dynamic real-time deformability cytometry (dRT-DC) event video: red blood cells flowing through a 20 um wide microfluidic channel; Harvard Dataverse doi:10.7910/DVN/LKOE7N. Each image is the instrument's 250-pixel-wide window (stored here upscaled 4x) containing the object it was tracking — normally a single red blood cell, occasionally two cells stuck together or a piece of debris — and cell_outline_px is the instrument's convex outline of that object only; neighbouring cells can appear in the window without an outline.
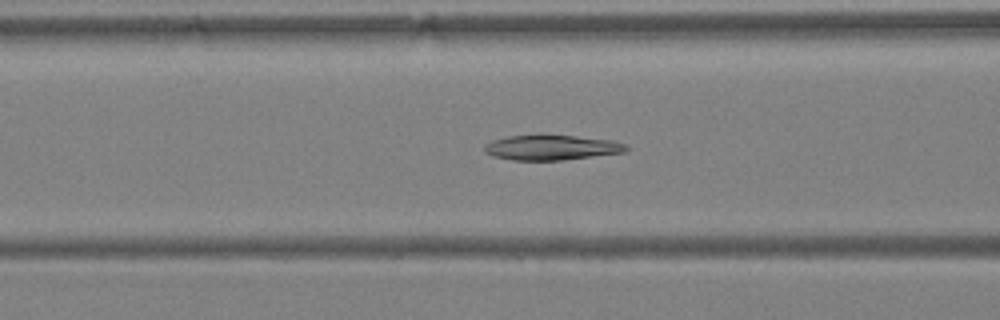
{"species": "Egyptian fruit bat (a non-hibernating species)", "species_latin": "Rousettus aegyptiacus", "temperature_condition": "warm", "stored_images_in_passage": 46, "camera_frame_rate_fps": 3000, "um_per_image_px": 0.085, "animal": {"sex": "female"}, "frame": {"image": 1, "passage_image": 19, "time_ms": 6.0, "image_size_px": [1000, 320], "cell_outline_px": [[628, 148], [624, 152], [564, 160], [512, 160], [492, 156], [484, 152], [484, 144], [492, 140], [508, 136], [536, 132], [544, 132], [612, 140], [624, 144]], "centroid_in_image_um": [46.8, 12.49], "position_along_channel_um": 119.8, "area_um2": 21.56}}
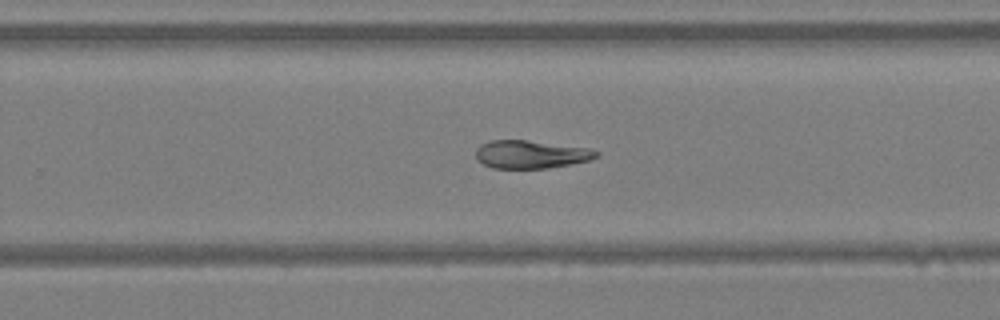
{"frame": {"image": 2, "passage_image": 30, "time_ms": 9.667, "image_size_px": [1000, 320], "cell_outline_px": [[600, 156], [588, 160], [548, 168], [492, 168], [476, 160], [476, 148], [480, 144], [488, 140], [524, 140], [588, 148], [600, 152]], "centroid_in_image_um": [45.08, 13.12], "position_along_channel_um": 284.7, "area_um2": 19.59}}
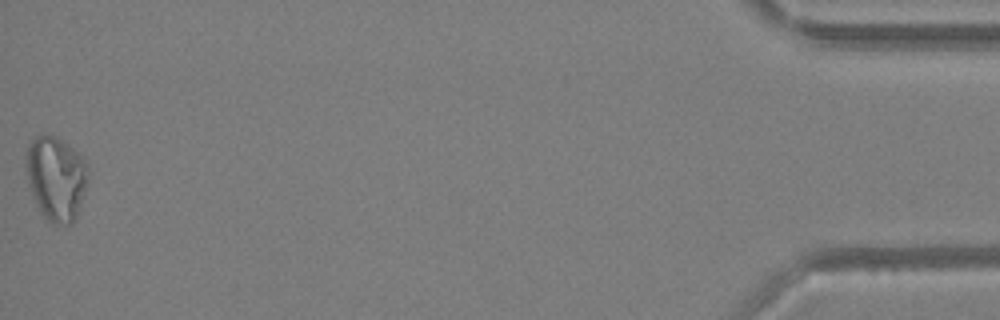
{"frame": {"image": 3, "passage_image": 46, "time_ms": 15.0, "image_size_px": [1000, 320], "cell_outline_px": [[84, 188], [80, 204], [76, 216], [72, 224], [56, 224], [48, 220], [40, 212], [32, 196], [28, 184], [24, 164], [24, 152], [28, 144], [36, 136], [44, 132], [56, 136], [72, 148], [84, 160]], "centroid_in_image_um": [4.65, 15.11], "position_along_channel_um": 430.5, "area_um2": 30.11}, "authors_computed_cell_mechanics": {"area_um2": 23.2067, "velocity_mm_per_s": 4.5102, "shape_relaxation_time_tau1_ms": null, "shape_relaxation_time_tau2_ms": 3.4407, "deformation_change_tau1": null, "deformation_change_tau2": 0.1039}}